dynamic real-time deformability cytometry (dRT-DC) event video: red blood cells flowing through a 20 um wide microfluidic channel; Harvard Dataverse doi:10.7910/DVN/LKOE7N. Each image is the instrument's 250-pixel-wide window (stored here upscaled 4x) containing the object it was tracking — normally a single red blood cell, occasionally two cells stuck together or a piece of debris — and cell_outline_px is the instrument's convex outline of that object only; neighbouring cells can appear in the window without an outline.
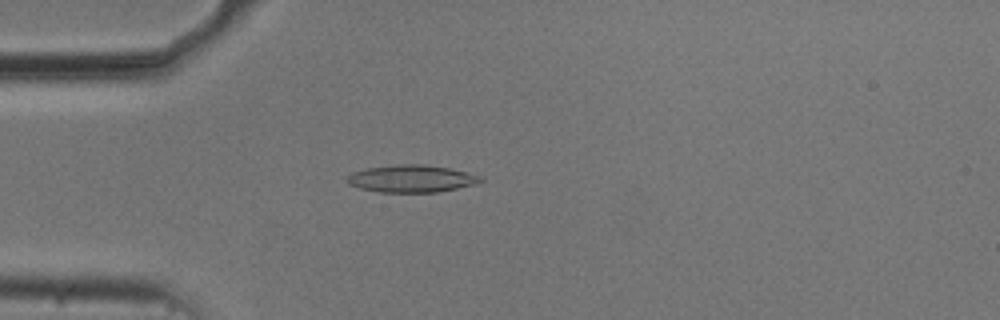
{"species": "common noctule bat (a hibernating species)", "species_latin": "Nyctalus noctula", "temperature_condition": "cold", "stored_images_in_passage": 40, "camera_frame_rate_fps": 3000, "um_per_image_px": 0.085, "animal": {"sex": "male", "body_mass_g": 20.5, "forearm_length_mm": 52.5}, "frame": {"image": 1, "passage_image": 15, "time_ms": 4.667, "image_size_px": [1000, 320], "cell_outline_px": [[484, 180], [472, 184], [456, 188], [436, 192], [380, 192], [360, 188], [348, 184], [344, 180], [352, 172], [368, 168], [400, 164], [424, 164], [448, 168], [468, 172], [484, 176]], "centroid_in_image_um": [34.96, 15.18], "position_along_channel_um": 50.0, "area_um2": 21.15}}
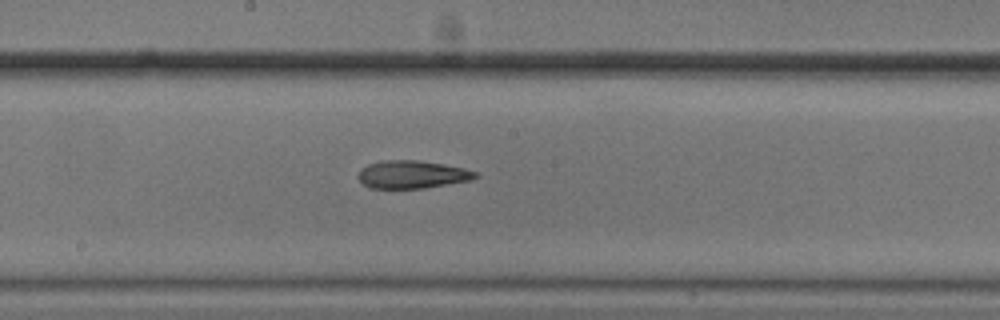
{"frame": {"image": 2, "passage_image": 29, "time_ms": 9.333, "image_size_px": [1000, 320], "cell_outline_px": [[480, 176], [472, 180], [424, 188], [368, 188], [360, 180], [360, 168], [368, 164], [384, 160], [420, 160], [444, 164], [464, 168], [480, 172]], "centroid_in_image_um": [35.1, 14.82], "position_along_channel_um": 213.1, "area_um2": 19.13}}
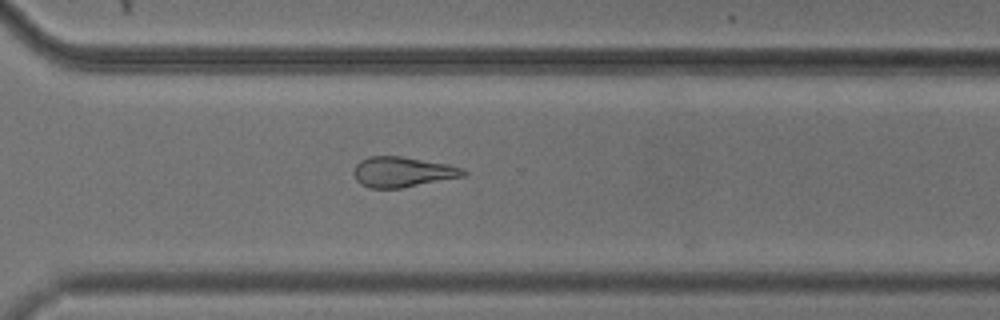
{"frame": {"image": 3, "passage_image": 39, "time_ms": 12.667, "image_size_px": [1000, 320], "cell_outline_px": [[468, 176], [404, 188], [368, 188], [360, 184], [356, 180], [352, 172], [356, 164], [360, 160], [368, 156], [400, 156], [448, 164], [464, 168], [468, 172]], "centroid_in_image_um": [34.25, 14.63], "position_along_channel_um": 336.4, "area_um2": 19.83}}